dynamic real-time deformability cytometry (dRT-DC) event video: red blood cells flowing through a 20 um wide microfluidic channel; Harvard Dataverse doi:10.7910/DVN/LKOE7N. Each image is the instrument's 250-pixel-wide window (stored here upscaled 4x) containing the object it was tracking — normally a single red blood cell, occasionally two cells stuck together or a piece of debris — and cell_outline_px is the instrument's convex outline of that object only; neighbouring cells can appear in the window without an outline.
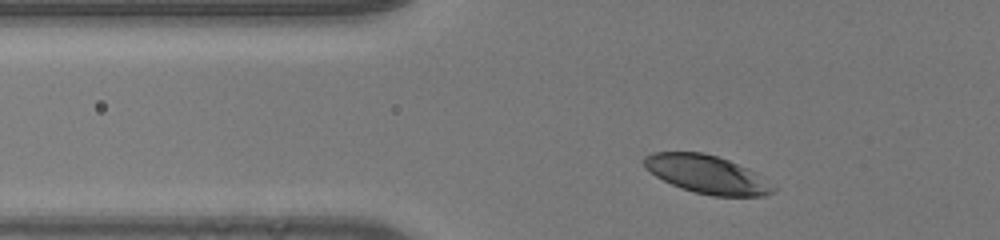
{"species": "human", "species_latin": "Homo sapiens", "temperature_condition": "room temperature", "stored_images_in_passage": 34, "camera_frame_rate_fps": 3000, "um_per_image_px": 0.085, "donor": {"sex": "male"}, "frame": {"image": 1, "passage_image": 4, "time_ms": 1.0, "image_size_px": [1000, 240], "cell_outline_px": [[776, 188], [772, 192], [760, 196], [712, 196], [696, 192], [672, 184], [656, 176], [644, 168], [644, 156], [652, 152], [700, 152], [716, 156], [728, 160], [748, 168], [756, 172]], "centroid_in_image_um": [60.07, 14.81], "position_along_channel_um": 65.7, "area_um2": 28.38}}
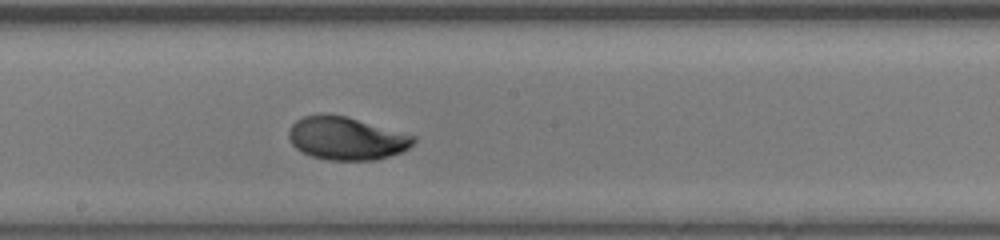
{"frame": {"image": 2, "passage_image": 17, "time_ms": 5.333, "image_size_px": [1000, 240], "cell_outline_px": [[416, 140], [408, 148], [400, 152], [376, 160], [328, 160], [312, 156], [300, 152], [292, 144], [288, 136], [288, 132], [292, 124], [296, 120], [304, 116], [320, 112], [344, 116], [416, 136]], "centroid_in_image_um": [29.39, 11.75], "position_along_channel_um": 218.8, "area_um2": 31.21}}
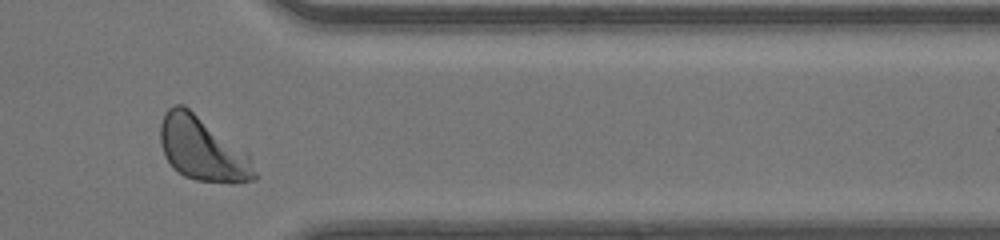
{"frame": {"image": 3, "passage_image": 30, "time_ms": 9.667, "image_size_px": [1000, 240], "cell_outline_px": [[256, 180], [232, 184], [196, 180], [184, 176], [172, 168], [164, 156], [160, 144], [160, 124], [164, 112], [172, 104], [184, 104], [248, 152], [256, 172]], "centroid_in_image_um": [17.2, 12.66], "position_along_channel_um": 394.2, "area_um2": 35.72}, "authors_computed_cell_mechanics": {"area_um2": 31.0675, "velocity_mm_per_s": 4.1015, "shape_relaxation_time_tau1_ms": 2.2766, "shape_relaxation_time_tau2_ms": null, "deformation_change_tau1": 0.1493, "deformation_change_tau2": null}}